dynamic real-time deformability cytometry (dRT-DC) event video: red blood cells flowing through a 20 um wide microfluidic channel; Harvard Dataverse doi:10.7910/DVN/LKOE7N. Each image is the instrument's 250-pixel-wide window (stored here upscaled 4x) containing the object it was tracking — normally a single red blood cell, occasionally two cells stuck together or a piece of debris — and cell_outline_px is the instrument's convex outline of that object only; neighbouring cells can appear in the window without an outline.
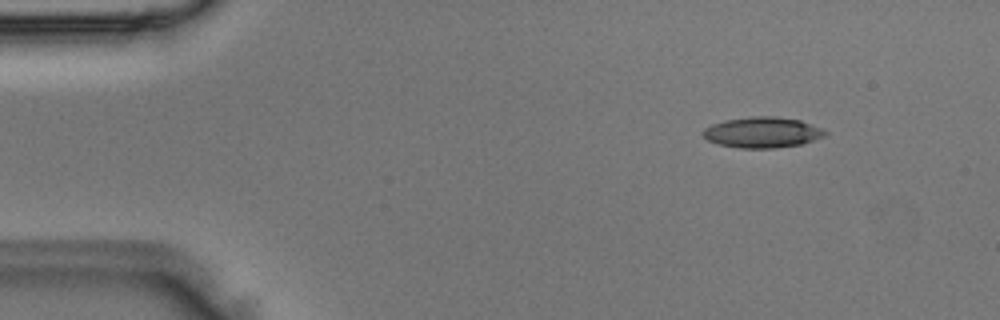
{"species": "Egyptian fruit bat (a non-hibernating species)", "species_latin": "Rousettus aegyptiacus", "temperature_condition": "room temperature", "stored_images_in_passage": 3, "camera_frame_rate_fps": 3000, "um_per_image_px": 0.085, "animal": {"sex": "male"}, "frame": {"image": 1, "passage_image": 1, "time_ms": 0.0, "image_size_px": [1000, 320], "cell_outline_px": [[828, 132], [824, 136], [800, 144], [772, 148], [740, 148], [720, 144], [708, 140], [700, 132], [704, 128], [712, 124], [724, 120], [752, 116], [772, 116], [800, 120], [820, 128]], "centroid_in_image_um": [64.76, 11.24], "position_along_channel_um": 20.2, "area_um2": 21.62}}